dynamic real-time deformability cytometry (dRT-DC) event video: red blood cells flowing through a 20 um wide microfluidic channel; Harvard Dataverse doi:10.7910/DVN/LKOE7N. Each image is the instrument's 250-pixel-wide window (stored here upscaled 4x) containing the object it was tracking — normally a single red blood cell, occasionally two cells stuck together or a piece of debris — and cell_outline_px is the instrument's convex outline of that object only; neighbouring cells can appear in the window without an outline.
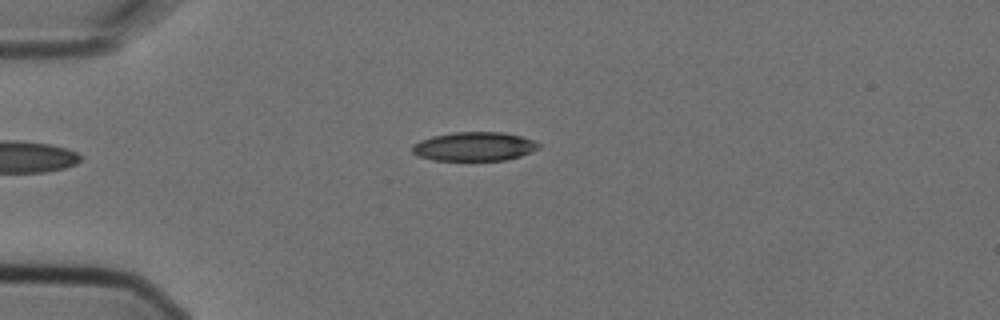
{"species": "Egyptian fruit bat (a non-hibernating species)", "species_latin": "Rousettus aegyptiacus", "temperature_condition": "cold", "stored_images_in_passage": 2, "camera_frame_rate_fps": 3000, "um_per_image_px": 0.085, "animal": {"sex": "female"}, "frame": {"image": 1, "passage_image": 2, "time_ms": 0.333, "image_size_px": [1000, 320], "cell_outline_px": [[540, 148], [532, 152], [520, 156], [504, 160], [432, 160], [420, 156], [412, 152], [412, 144], [420, 140], [432, 136], [452, 132], [504, 132], [520, 136], [532, 140], [540, 144]], "centroid_in_image_um": [40.31, 12.44], "position_along_channel_um": 44.7, "area_um2": 21.33}}